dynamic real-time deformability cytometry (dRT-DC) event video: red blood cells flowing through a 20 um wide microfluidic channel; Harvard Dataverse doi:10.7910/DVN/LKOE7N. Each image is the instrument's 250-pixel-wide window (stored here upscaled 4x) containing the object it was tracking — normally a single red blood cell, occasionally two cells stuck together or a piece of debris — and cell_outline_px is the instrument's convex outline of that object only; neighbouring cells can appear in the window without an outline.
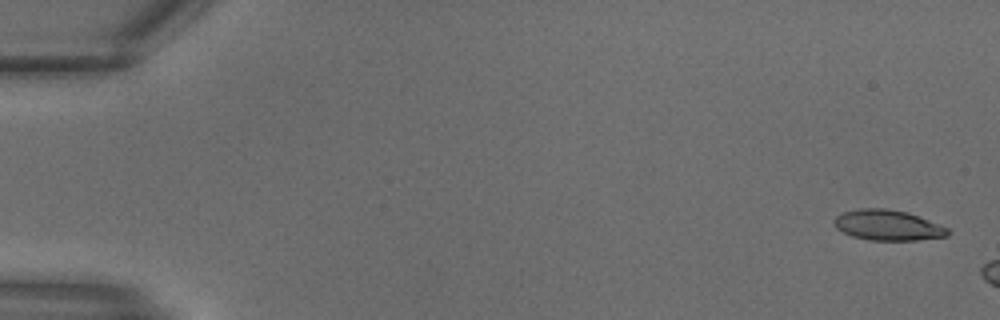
{"species": "common noctule bat (a hibernating species)", "species_latin": "Nyctalus noctula", "temperature_condition": "warm", "stored_images_in_passage": 4, "camera_frame_rate_fps": 3000, "um_per_image_px": 0.085, "animal": {"sex": "male", "body_mass_g": 18.8}, "frame": {"image": 1, "passage_image": 1, "time_ms": 0.0, "image_size_px": [1000, 320], "cell_outline_px": [[952, 232], [948, 236], [916, 240], [868, 240], [852, 236], [836, 228], [832, 220], [836, 216], [844, 212], [860, 208], [884, 208], [908, 212], [948, 228]], "centroid_in_image_um": [75.46, 19.14], "position_along_channel_um": 9.5, "area_um2": 20.17}}